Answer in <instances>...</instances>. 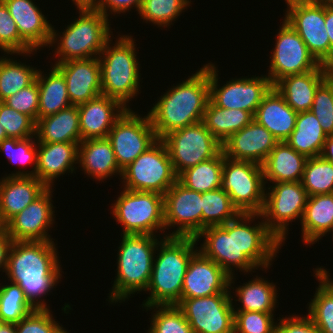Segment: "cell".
I'll list each match as a JSON object with an SVG mask.
<instances>
[{"instance_id": "6da1fadb", "label": "cell", "mask_w": 333, "mask_h": 333, "mask_svg": "<svg viewBox=\"0 0 333 333\" xmlns=\"http://www.w3.org/2000/svg\"><path fill=\"white\" fill-rule=\"evenodd\" d=\"M258 218H262L260 213H240L226 224L206 227L195 237L197 242L204 239L198 250L229 276L235 275L234 268L245 274L271 268L282 243L268 230L263 218L251 226Z\"/></svg>"}, {"instance_id": "7a4b0ae2", "label": "cell", "mask_w": 333, "mask_h": 333, "mask_svg": "<svg viewBox=\"0 0 333 333\" xmlns=\"http://www.w3.org/2000/svg\"><path fill=\"white\" fill-rule=\"evenodd\" d=\"M57 252L54 241H12L8 251L5 276L20 286L35 309H49L42 298L61 281Z\"/></svg>"}, {"instance_id": "3957f363", "label": "cell", "mask_w": 333, "mask_h": 333, "mask_svg": "<svg viewBox=\"0 0 333 333\" xmlns=\"http://www.w3.org/2000/svg\"><path fill=\"white\" fill-rule=\"evenodd\" d=\"M210 100L209 63L168 88L148 112L158 139L169 132L202 122Z\"/></svg>"}, {"instance_id": "277c9868", "label": "cell", "mask_w": 333, "mask_h": 333, "mask_svg": "<svg viewBox=\"0 0 333 333\" xmlns=\"http://www.w3.org/2000/svg\"><path fill=\"white\" fill-rule=\"evenodd\" d=\"M162 238L156 247L157 255L154 256L151 278L146 289L150 296L143 302L144 307L177 305L180 302L189 261L198 251L197 241L193 237L165 234Z\"/></svg>"}, {"instance_id": "5b68a950", "label": "cell", "mask_w": 333, "mask_h": 333, "mask_svg": "<svg viewBox=\"0 0 333 333\" xmlns=\"http://www.w3.org/2000/svg\"><path fill=\"white\" fill-rule=\"evenodd\" d=\"M116 278L109 292L111 303L125 302L131 294L146 291L159 239L155 235L121 234Z\"/></svg>"}, {"instance_id": "8992f818", "label": "cell", "mask_w": 333, "mask_h": 333, "mask_svg": "<svg viewBox=\"0 0 333 333\" xmlns=\"http://www.w3.org/2000/svg\"><path fill=\"white\" fill-rule=\"evenodd\" d=\"M119 36L114 43L110 37L99 55L102 95L117 99L130 109L128 103L141 88L140 64L135 39L132 35Z\"/></svg>"}, {"instance_id": "52a82bcc", "label": "cell", "mask_w": 333, "mask_h": 333, "mask_svg": "<svg viewBox=\"0 0 333 333\" xmlns=\"http://www.w3.org/2000/svg\"><path fill=\"white\" fill-rule=\"evenodd\" d=\"M78 18L73 19L61 35L52 27L50 48L55 45V64L68 60L99 57L106 41L112 37L109 19L94 8H81Z\"/></svg>"}, {"instance_id": "ba28073f", "label": "cell", "mask_w": 333, "mask_h": 333, "mask_svg": "<svg viewBox=\"0 0 333 333\" xmlns=\"http://www.w3.org/2000/svg\"><path fill=\"white\" fill-rule=\"evenodd\" d=\"M122 189L110 212L122 225V234L158 236L159 231L165 232L163 195Z\"/></svg>"}, {"instance_id": "9c48e42d", "label": "cell", "mask_w": 333, "mask_h": 333, "mask_svg": "<svg viewBox=\"0 0 333 333\" xmlns=\"http://www.w3.org/2000/svg\"><path fill=\"white\" fill-rule=\"evenodd\" d=\"M123 188L164 195L178 180L166 144L158 139L122 170Z\"/></svg>"}, {"instance_id": "30bf717a", "label": "cell", "mask_w": 333, "mask_h": 333, "mask_svg": "<svg viewBox=\"0 0 333 333\" xmlns=\"http://www.w3.org/2000/svg\"><path fill=\"white\" fill-rule=\"evenodd\" d=\"M221 189L240 213H261L266 190L262 165L224 156Z\"/></svg>"}, {"instance_id": "8fae6325", "label": "cell", "mask_w": 333, "mask_h": 333, "mask_svg": "<svg viewBox=\"0 0 333 333\" xmlns=\"http://www.w3.org/2000/svg\"><path fill=\"white\" fill-rule=\"evenodd\" d=\"M265 190L260 213L268 230L282 243L287 239L289 222L301 221L308 194L301 182L271 183Z\"/></svg>"}, {"instance_id": "7c38bea8", "label": "cell", "mask_w": 333, "mask_h": 333, "mask_svg": "<svg viewBox=\"0 0 333 333\" xmlns=\"http://www.w3.org/2000/svg\"><path fill=\"white\" fill-rule=\"evenodd\" d=\"M162 140L177 176L188 168L216 157L222 151V144L203 122L171 131Z\"/></svg>"}, {"instance_id": "4fadbf2b", "label": "cell", "mask_w": 333, "mask_h": 333, "mask_svg": "<svg viewBox=\"0 0 333 333\" xmlns=\"http://www.w3.org/2000/svg\"><path fill=\"white\" fill-rule=\"evenodd\" d=\"M284 20L298 33L310 53L330 67V40L325 27V5L317 0H285Z\"/></svg>"}, {"instance_id": "5bb4252c", "label": "cell", "mask_w": 333, "mask_h": 333, "mask_svg": "<svg viewBox=\"0 0 333 333\" xmlns=\"http://www.w3.org/2000/svg\"><path fill=\"white\" fill-rule=\"evenodd\" d=\"M107 139L110 141L121 170L131 164L157 140L149 115L141 117L127 109L115 122Z\"/></svg>"}, {"instance_id": "9a60e30c", "label": "cell", "mask_w": 333, "mask_h": 333, "mask_svg": "<svg viewBox=\"0 0 333 333\" xmlns=\"http://www.w3.org/2000/svg\"><path fill=\"white\" fill-rule=\"evenodd\" d=\"M233 298L231 293L181 298L176 306L194 333H234Z\"/></svg>"}, {"instance_id": "2e32d148", "label": "cell", "mask_w": 333, "mask_h": 333, "mask_svg": "<svg viewBox=\"0 0 333 333\" xmlns=\"http://www.w3.org/2000/svg\"><path fill=\"white\" fill-rule=\"evenodd\" d=\"M215 65L209 63L210 100L220 108L246 110L254 116L263 97L273 87L269 78L266 75L232 78L221 87Z\"/></svg>"}, {"instance_id": "e0dca14e", "label": "cell", "mask_w": 333, "mask_h": 333, "mask_svg": "<svg viewBox=\"0 0 333 333\" xmlns=\"http://www.w3.org/2000/svg\"><path fill=\"white\" fill-rule=\"evenodd\" d=\"M281 23L266 75L272 85L285 76L303 74L321 65L298 33L284 19Z\"/></svg>"}, {"instance_id": "ac0fdd59", "label": "cell", "mask_w": 333, "mask_h": 333, "mask_svg": "<svg viewBox=\"0 0 333 333\" xmlns=\"http://www.w3.org/2000/svg\"><path fill=\"white\" fill-rule=\"evenodd\" d=\"M163 199L165 229L177 227L166 236L195 238L202 231V193L187 189L177 180Z\"/></svg>"}, {"instance_id": "d6986e66", "label": "cell", "mask_w": 333, "mask_h": 333, "mask_svg": "<svg viewBox=\"0 0 333 333\" xmlns=\"http://www.w3.org/2000/svg\"><path fill=\"white\" fill-rule=\"evenodd\" d=\"M53 188L48 187L38 198L12 217L5 229L12 241H53L48 231L54 224Z\"/></svg>"}, {"instance_id": "ffe728a7", "label": "cell", "mask_w": 333, "mask_h": 333, "mask_svg": "<svg viewBox=\"0 0 333 333\" xmlns=\"http://www.w3.org/2000/svg\"><path fill=\"white\" fill-rule=\"evenodd\" d=\"M235 276H229L199 250L191 257L183 280L181 298L206 297L234 291ZM233 287V288H232ZM230 290V291H229Z\"/></svg>"}, {"instance_id": "44dd1931", "label": "cell", "mask_w": 333, "mask_h": 333, "mask_svg": "<svg viewBox=\"0 0 333 333\" xmlns=\"http://www.w3.org/2000/svg\"><path fill=\"white\" fill-rule=\"evenodd\" d=\"M278 140L254 119L222 143L225 157L263 165Z\"/></svg>"}, {"instance_id": "7402d4cb", "label": "cell", "mask_w": 333, "mask_h": 333, "mask_svg": "<svg viewBox=\"0 0 333 333\" xmlns=\"http://www.w3.org/2000/svg\"><path fill=\"white\" fill-rule=\"evenodd\" d=\"M64 76L71 105L102 95L99 57L68 60L54 65Z\"/></svg>"}, {"instance_id": "603a6c76", "label": "cell", "mask_w": 333, "mask_h": 333, "mask_svg": "<svg viewBox=\"0 0 333 333\" xmlns=\"http://www.w3.org/2000/svg\"><path fill=\"white\" fill-rule=\"evenodd\" d=\"M126 110L120 101L105 95L78 105L81 141L107 138L115 122Z\"/></svg>"}, {"instance_id": "cb8c5ba5", "label": "cell", "mask_w": 333, "mask_h": 333, "mask_svg": "<svg viewBox=\"0 0 333 333\" xmlns=\"http://www.w3.org/2000/svg\"><path fill=\"white\" fill-rule=\"evenodd\" d=\"M14 19L21 39L33 50L48 47L52 24L32 0H2Z\"/></svg>"}, {"instance_id": "d4e9b609", "label": "cell", "mask_w": 333, "mask_h": 333, "mask_svg": "<svg viewBox=\"0 0 333 333\" xmlns=\"http://www.w3.org/2000/svg\"><path fill=\"white\" fill-rule=\"evenodd\" d=\"M332 73V68L321 64L315 70L285 76L273 87L295 112H305L311 110L316 90Z\"/></svg>"}, {"instance_id": "484cf974", "label": "cell", "mask_w": 333, "mask_h": 333, "mask_svg": "<svg viewBox=\"0 0 333 333\" xmlns=\"http://www.w3.org/2000/svg\"><path fill=\"white\" fill-rule=\"evenodd\" d=\"M48 187L35 176H3L0 180V215L6 224Z\"/></svg>"}, {"instance_id": "4316f807", "label": "cell", "mask_w": 333, "mask_h": 333, "mask_svg": "<svg viewBox=\"0 0 333 333\" xmlns=\"http://www.w3.org/2000/svg\"><path fill=\"white\" fill-rule=\"evenodd\" d=\"M78 143H38L35 177L47 187L66 172L71 174L78 164ZM75 164V165H74Z\"/></svg>"}, {"instance_id": "83f0119b", "label": "cell", "mask_w": 333, "mask_h": 333, "mask_svg": "<svg viewBox=\"0 0 333 333\" xmlns=\"http://www.w3.org/2000/svg\"><path fill=\"white\" fill-rule=\"evenodd\" d=\"M253 118L264 126L278 142H285L295 129L297 112L272 87L263 97Z\"/></svg>"}, {"instance_id": "f1b7e54d", "label": "cell", "mask_w": 333, "mask_h": 333, "mask_svg": "<svg viewBox=\"0 0 333 333\" xmlns=\"http://www.w3.org/2000/svg\"><path fill=\"white\" fill-rule=\"evenodd\" d=\"M78 167L88 177L97 181L112 178L113 175L121 177L119 168L110 141L107 138L86 139L78 145Z\"/></svg>"}, {"instance_id": "f546056e", "label": "cell", "mask_w": 333, "mask_h": 333, "mask_svg": "<svg viewBox=\"0 0 333 333\" xmlns=\"http://www.w3.org/2000/svg\"><path fill=\"white\" fill-rule=\"evenodd\" d=\"M37 143H80L81 131L78 106L37 119L35 126Z\"/></svg>"}, {"instance_id": "4dcf8cb0", "label": "cell", "mask_w": 333, "mask_h": 333, "mask_svg": "<svg viewBox=\"0 0 333 333\" xmlns=\"http://www.w3.org/2000/svg\"><path fill=\"white\" fill-rule=\"evenodd\" d=\"M307 159L286 142H278L262 165L265 185L268 181L301 182Z\"/></svg>"}, {"instance_id": "1f68e13d", "label": "cell", "mask_w": 333, "mask_h": 333, "mask_svg": "<svg viewBox=\"0 0 333 333\" xmlns=\"http://www.w3.org/2000/svg\"><path fill=\"white\" fill-rule=\"evenodd\" d=\"M300 224L305 245L326 236L333 228V193L309 196Z\"/></svg>"}, {"instance_id": "d6a6232c", "label": "cell", "mask_w": 333, "mask_h": 333, "mask_svg": "<svg viewBox=\"0 0 333 333\" xmlns=\"http://www.w3.org/2000/svg\"><path fill=\"white\" fill-rule=\"evenodd\" d=\"M48 74L38 69L35 79L39 88L38 119L71 106L63 74L53 64Z\"/></svg>"}, {"instance_id": "836d02e7", "label": "cell", "mask_w": 333, "mask_h": 333, "mask_svg": "<svg viewBox=\"0 0 333 333\" xmlns=\"http://www.w3.org/2000/svg\"><path fill=\"white\" fill-rule=\"evenodd\" d=\"M327 135L311 110L297 113L295 129L285 141L307 158L321 156Z\"/></svg>"}, {"instance_id": "e575fe53", "label": "cell", "mask_w": 333, "mask_h": 333, "mask_svg": "<svg viewBox=\"0 0 333 333\" xmlns=\"http://www.w3.org/2000/svg\"><path fill=\"white\" fill-rule=\"evenodd\" d=\"M278 290L273 282L264 280L259 276L238 286L235 289V295L241 304V307L235 308L234 311H257L274 314L277 307ZM236 309V310H235Z\"/></svg>"}, {"instance_id": "d590c367", "label": "cell", "mask_w": 333, "mask_h": 333, "mask_svg": "<svg viewBox=\"0 0 333 333\" xmlns=\"http://www.w3.org/2000/svg\"><path fill=\"white\" fill-rule=\"evenodd\" d=\"M253 119V115L246 110L220 108L209 100L202 122L222 144L231 135L247 126Z\"/></svg>"}, {"instance_id": "8d00e7d4", "label": "cell", "mask_w": 333, "mask_h": 333, "mask_svg": "<svg viewBox=\"0 0 333 333\" xmlns=\"http://www.w3.org/2000/svg\"><path fill=\"white\" fill-rule=\"evenodd\" d=\"M313 271L319 285L309 302L308 316L322 333H333V280L323 266Z\"/></svg>"}, {"instance_id": "74e56055", "label": "cell", "mask_w": 333, "mask_h": 333, "mask_svg": "<svg viewBox=\"0 0 333 333\" xmlns=\"http://www.w3.org/2000/svg\"><path fill=\"white\" fill-rule=\"evenodd\" d=\"M224 153L184 170L178 181L187 189L200 193L219 189L222 186Z\"/></svg>"}, {"instance_id": "f35d334b", "label": "cell", "mask_w": 333, "mask_h": 333, "mask_svg": "<svg viewBox=\"0 0 333 333\" xmlns=\"http://www.w3.org/2000/svg\"><path fill=\"white\" fill-rule=\"evenodd\" d=\"M0 56V102L31 85L38 72L37 67L26 65L19 59Z\"/></svg>"}, {"instance_id": "ab89813d", "label": "cell", "mask_w": 333, "mask_h": 333, "mask_svg": "<svg viewBox=\"0 0 333 333\" xmlns=\"http://www.w3.org/2000/svg\"><path fill=\"white\" fill-rule=\"evenodd\" d=\"M239 214L230 196L221 188L202 193V230L226 224Z\"/></svg>"}, {"instance_id": "60d3db41", "label": "cell", "mask_w": 333, "mask_h": 333, "mask_svg": "<svg viewBox=\"0 0 333 333\" xmlns=\"http://www.w3.org/2000/svg\"><path fill=\"white\" fill-rule=\"evenodd\" d=\"M38 143L35 136L25 139L7 137L0 142V152L6 154L9 162L18 166H32V171H16L9 176H35L37 169Z\"/></svg>"}, {"instance_id": "b9f144b4", "label": "cell", "mask_w": 333, "mask_h": 333, "mask_svg": "<svg viewBox=\"0 0 333 333\" xmlns=\"http://www.w3.org/2000/svg\"><path fill=\"white\" fill-rule=\"evenodd\" d=\"M301 183L308 196L333 193V164L322 156L308 158Z\"/></svg>"}, {"instance_id": "7bdbcfd3", "label": "cell", "mask_w": 333, "mask_h": 333, "mask_svg": "<svg viewBox=\"0 0 333 333\" xmlns=\"http://www.w3.org/2000/svg\"><path fill=\"white\" fill-rule=\"evenodd\" d=\"M190 3L191 0H142L138 14L146 23L169 27Z\"/></svg>"}, {"instance_id": "ee69618b", "label": "cell", "mask_w": 333, "mask_h": 333, "mask_svg": "<svg viewBox=\"0 0 333 333\" xmlns=\"http://www.w3.org/2000/svg\"><path fill=\"white\" fill-rule=\"evenodd\" d=\"M34 310L18 284L10 281L0 286V319L4 323L16 324Z\"/></svg>"}, {"instance_id": "f6af8a7d", "label": "cell", "mask_w": 333, "mask_h": 333, "mask_svg": "<svg viewBox=\"0 0 333 333\" xmlns=\"http://www.w3.org/2000/svg\"><path fill=\"white\" fill-rule=\"evenodd\" d=\"M151 313L147 333H194L183 312L176 305L143 307Z\"/></svg>"}, {"instance_id": "bcb514c9", "label": "cell", "mask_w": 333, "mask_h": 333, "mask_svg": "<svg viewBox=\"0 0 333 333\" xmlns=\"http://www.w3.org/2000/svg\"><path fill=\"white\" fill-rule=\"evenodd\" d=\"M0 51L8 55H33V51L22 39L16 23L9 13L5 3L0 0ZM34 52V53H33Z\"/></svg>"}, {"instance_id": "7dc6e473", "label": "cell", "mask_w": 333, "mask_h": 333, "mask_svg": "<svg viewBox=\"0 0 333 333\" xmlns=\"http://www.w3.org/2000/svg\"><path fill=\"white\" fill-rule=\"evenodd\" d=\"M311 111L327 136L333 135V73L316 90Z\"/></svg>"}, {"instance_id": "c3c4849f", "label": "cell", "mask_w": 333, "mask_h": 333, "mask_svg": "<svg viewBox=\"0 0 333 333\" xmlns=\"http://www.w3.org/2000/svg\"><path fill=\"white\" fill-rule=\"evenodd\" d=\"M0 124L6 131L7 137L25 139L35 136L36 122L28 115L10 108L0 102Z\"/></svg>"}, {"instance_id": "681fc988", "label": "cell", "mask_w": 333, "mask_h": 333, "mask_svg": "<svg viewBox=\"0 0 333 333\" xmlns=\"http://www.w3.org/2000/svg\"><path fill=\"white\" fill-rule=\"evenodd\" d=\"M274 314L234 311V333H275Z\"/></svg>"}, {"instance_id": "f907efd6", "label": "cell", "mask_w": 333, "mask_h": 333, "mask_svg": "<svg viewBox=\"0 0 333 333\" xmlns=\"http://www.w3.org/2000/svg\"><path fill=\"white\" fill-rule=\"evenodd\" d=\"M51 312L50 308L35 309L15 324L16 333H57L63 325L55 321Z\"/></svg>"}, {"instance_id": "816d5d0a", "label": "cell", "mask_w": 333, "mask_h": 333, "mask_svg": "<svg viewBox=\"0 0 333 333\" xmlns=\"http://www.w3.org/2000/svg\"><path fill=\"white\" fill-rule=\"evenodd\" d=\"M3 103L20 113L30 116L36 122L39 107V88L37 81L35 80L28 87L6 98Z\"/></svg>"}, {"instance_id": "f5cc1de1", "label": "cell", "mask_w": 333, "mask_h": 333, "mask_svg": "<svg viewBox=\"0 0 333 333\" xmlns=\"http://www.w3.org/2000/svg\"><path fill=\"white\" fill-rule=\"evenodd\" d=\"M305 316V317H304ZM289 315L278 319L275 325V333H322L307 315Z\"/></svg>"}, {"instance_id": "db71d44e", "label": "cell", "mask_w": 333, "mask_h": 333, "mask_svg": "<svg viewBox=\"0 0 333 333\" xmlns=\"http://www.w3.org/2000/svg\"><path fill=\"white\" fill-rule=\"evenodd\" d=\"M142 0H97L94 9L103 13L107 18L110 14H121L126 13V11H131V8H136L139 12ZM109 10V12H108Z\"/></svg>"}, {"instance_id": "11a10c76", "label": "cell", "mask_w": 333, "mask_h": 333, "mask_svg": "<svg viewBox=\"0 0 333 333\" xmlns=\"http://www.w3.org/2000/svg\"><path fill=\"white\" fill-rule=\"evenodd\" d=\"M12 244V239L7 233L6 229L0 232V269L5 272L8 251Z\"/></svg>"}, {"instance_id": "9f6ffc18", "label": "cell", "mask_w": 333, "mask_h": 333, "mask_svg": "<svg viewBox=\"0 0 333 333\" xmlns=\"http://www.w3.org/2000/svg\"><path fill=\"white\" fill-rule=\"evenodd\" d=\"M325 27L330 40V68L333 69V7L325 6Z\"/></svg>"}, {"instance_id": "6f0895ef", "label": "cell", "mask_w": 333, "mask_h": 333, "mask_svg": "<svg viewBox=\"0 0 333 333\" xmlns=\"http://www.w3.org/2000/svg\"><path fill=\"white\" fill-rule=\"evenodd\" d=\"M321 156L333 164V135L327 136Z\"/></svg>"}, {"instance_id": "680465c9", "label": "cell", "mask_w": 333, "mask_h": 333, "mask_svg": "<svg viewBox=\"0 0 333 333\" xmlns=\"http://www.w3.org/2000/svg\"><path fill=\"white\" fill-rule=\"evenodd\" d=\"M75 6H77L76 9L81 8H94L95 3L97 0H72Z\"/></svg>"}, {"instance_id": "91938a15", "label": "cell", "mask_w": 333, "mask_h": 333, "mask_svg": "<svg viewBox=\"0 0 333 333\" xmlns=\"http://www.w3.org/2000/svg\"><path fill=\"white\" fill-rule=\"evenodd\" d=\"M0 333H16L15 324L4 323L0 328Z\"/></svg>"}, {"instance_id": "94428289", "label": "cell", "mask_w": 333, "mask_h": 333, "mask_svg": "<svg viewBox=\"0 0 333 333\" xmlns=\"http://www.w3.org/2000/svg\"><path fill=\"white\" fill-rule=\"evenodd\" d=\"M7 138L6 131L4 130L3 126L0 124V142Z\"/></svg>"}, {"instance_id": "6125c7cd", "label": "cell", "mask_w": 333, "mask_h": 333, "mask_svg": "<svg viewBox=\"0 0 333 333\" xmlns=\"http://www.w3.org/2000/svg\"><path fill=\"white\" fill-rule=\"evenodd\" d=\"M321 4L329 7H333V0H317Z\"/></svg>"}, {"instance_id": "be15d7a7", "label": "cell", "mask_w": 333, "mask_h": 333, "mask_svg": "<svg viewBox=\"0 0 333 333\" xmlns=\"http://www.w3.org/2000/svg\"><path fill=\"white\" fill-rule=\"evenodd\" d=\"M5 230V223L2 221L1 215H0V232Z\"/></svg>"}, {"instance_id": "e7e4bbea", "label": "cell", "mask_w": 333, "mask_h": 333, "mask_svg": "<svg viewBox=\"0 0 333 333\" xmlns=\"http://www.w3.org/2000/svg\"><path fill=\"white\" fill-rule=\"evenodd\" d=\"M57 333H69V332H67V330L64 329L62 326Z\"/></svg>"}, {"instance_id": "03108f58", "label": "cell", "mask_w": 333, "mask_h": 333, "mask_svg": "<svg viewBox=\"0 0 333 333\" xmlns=\"http://www.w3.org/2000/svg\"><path fill=\"white\" fill-rule=\"evenodd\" d=\"M4 324V322L0 319V328Z\"/></svg>"}, {"instance_id": "003e7915", "label": "cell", "mask_w": 333, "mask_h": 333, "mask_svg": "<svg viewBox=\"0 0 333 333\" xmlns=\"http://www.w3.org/2000/svg\"><path fill=\"white\" fill-rule=\"evenodd\" d=\"M332 231V240H333V228L330 230V232Z\"/></svg>"}]
</instances>
